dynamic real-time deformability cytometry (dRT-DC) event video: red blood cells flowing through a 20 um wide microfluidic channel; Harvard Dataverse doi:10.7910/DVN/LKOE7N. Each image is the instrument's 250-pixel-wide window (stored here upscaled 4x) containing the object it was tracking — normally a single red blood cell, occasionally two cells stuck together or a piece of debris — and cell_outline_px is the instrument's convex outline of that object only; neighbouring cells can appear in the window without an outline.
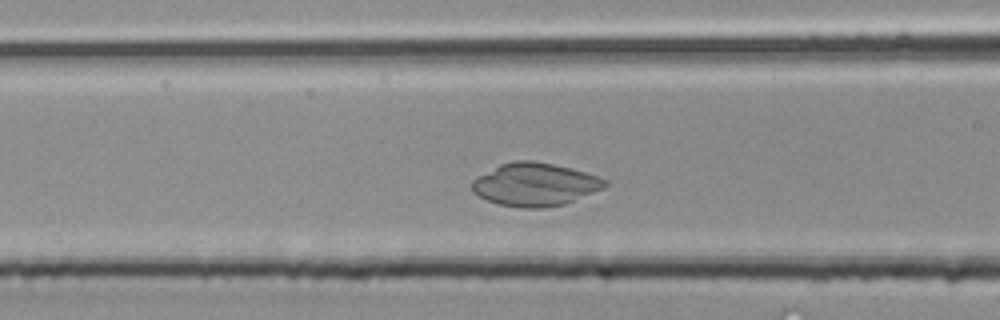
{"species": "common noctule bat (a hibernating species)", "species_latin": "Nyctalus noctula", "temperature_condition": "room temperature", "stored_images_in_passage": 32, "camera_frame_rate_fps": 3000, "um_per_image_px": 0.085, "animal": {"sex": "male", "body_mass_g": 20.4}, "frame": {"image": 1, "passage_image": 12, "time_ms": 3.667, "image_size_px": [1000, 320], "cell_outline_px": [[608, 184], [604, 188], [564, 204], [544, 208], [520, 208], [500, 204], [488, 200], [472, 192], [472, 180], [476, 176], [500, 164], [512, 160], [532, 160], [552, 164], [584, 172], [608, 180]], "centroid_in_image_um": [45.44, 15.68], "position_along_channel_um": 121.2, "area_um2": 33.23}}
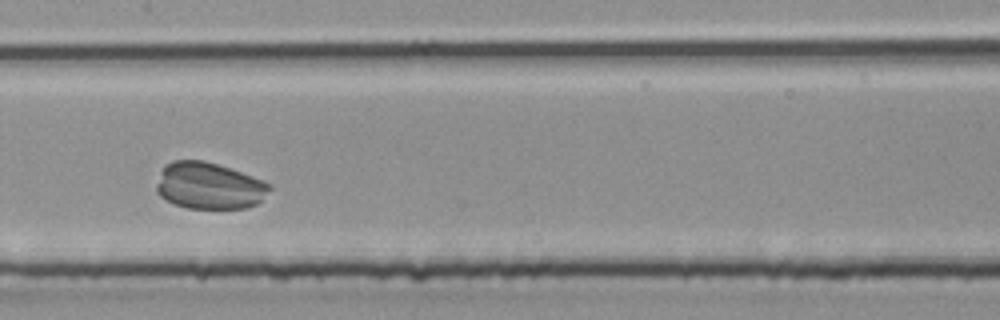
{"frame": {"image": 2, "passage_image": 16, "time_ms": 5.0, "image_size_px": [1000, 320], "cell_outline_px": [[272, 188], [256, 204], [248, 208], [188, 208], [172, 204], [160, 196], [156, 192], [156, 184], [160, 172], [164, 164], [172, 160], [204, 160], [252, 176], [272, 184]], "centroid_in_image_um": [17.73, 15.79], "position_along_channel_um": 189.7, "area_um2": 30.87}}
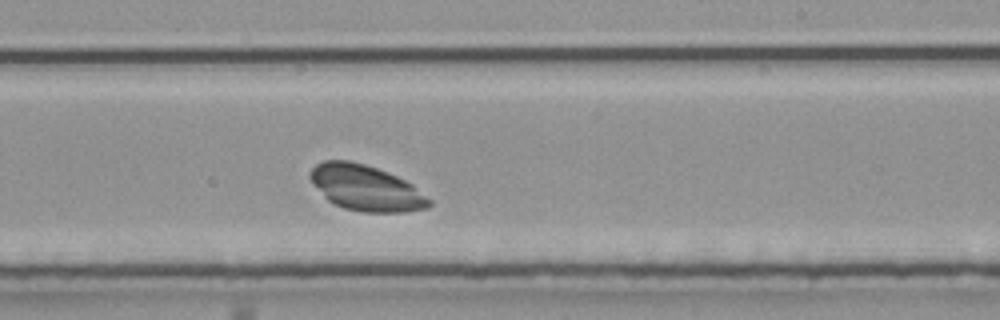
{"frame": {"image": 3, "passage_image": 20, "time_ms": 6.333, "image_size_px": [1000, 320], "cell_outline_px": [[432, 204], [428, 208], [404, 212], [364, 212], [344, 208], [328, 200], [312, 184], [308, 176], [312, 168], [316, 164], [324, 160], [348, 160], [364, 164], [388, 172], [412, 184], [432, 200]], "centroid_in_image_um": [31.1, 15.98], "position_along_channel_um": 257.9, "area_um2": 31.62}}